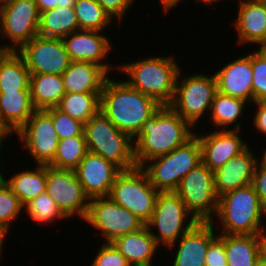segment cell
I'll return each instance as SVG.
<instances>
[{
	"label": "cell",
	"mask_w": 266,
	"mask_h": 266,
	"mask_svg": "<svg viewBox=\"0 0 266 266\" xmlns=\"http://www.w3.org/2000/svg\"><path fill=\"white\" fill-rule=\"evenodd\" d=\"M191 128L169 105H161L133 138L137 166L183 145L195 134Z\"/></svg>",
	"instance_id": "obj_1"
},
{
	"label": "cell",
	"mask_w": 266,
	"mask_h": 266,
	"mask_svg": "<svg viewBox=\"0 0 266 266\" xmlns=\"http://www.w3.org/2000/svg\"><path fill=\"white\" fill-rule=\"evenodd\" d=\"M160 104L152 97L111 77L100 95V111L120 130L134 138Z\"/></svg>",
	"instance_id": "obj_2"
},
{
	"label": "cell",
	"mask_w": 266,
	"mask_h": 266,
	"mask_svg": "<svg viewBox=\"0 0 266 266\" xmlns=\"http://www.w3.org/2000/svg\"><path fill=\"white\" fill-rule=\"evenodd\" d=\"M173 56L147 57L136 62L121 63L116 67L125 73V82L141 93L154 98L160 105H169L175 94L181 70Z\"/></svg>",
	"instance_id": "obj_3"
},
{
	"label": "cell",
	"mask_w": 266,
	"mask_h": 266,
	"mask_svg": "<svg viewBox=\"0 0 266 266\" xmlns=\"http://www.w3.org/2000/svg\"><path fill=\"white\" fill-rule=\"evenodd\" d=\"M215 216L222 226L219 234L261 235L266 230V212L252 184L218 197Z\"/></svg>",
	"instance_id": "obj_4"
},
{
	"label": "cell",
	"mask_w": 266,
	"mask_h": 266,
	"mask_svg": "<svg viewBox=\"0 0 266 266\" xmlns=\"http://www.w3.org/2000/svg\"><path fill=\"white\" fill-rule=\"evenodd\" d=\"M88 152L100 155L121 170L137 166L133 138L120 131L101 111L84 124Z\"/></svg>",
	"instance_id": "obj_5"
},
{
	"label": "cell",
	"mask_w": 266,
	"mask_h": 266,
	"mask_svg": "<svg viewBox=\"0 0 266 266\" xmlns=\"http://www.w3.org/2000/svg\"><path fill=\"white\" fill-rule=\"evenodd\" d=\"M201 162V145L194 134L183 145L168 154L150 159L142 168L156 190L175 192L183 177Z\"/></svg>",
	"instance_id": "obj_6"
},
{
	"label": "cell",
	"mask_w": 266,
	"mask_h": 266,
	"mask_svg": "<svg viewBox=\"0 0 266 266\" xmlns=\"http://www.w3.org/2000/svg\"><path fill=\"white\" fill-rule=\"evenodd\" d=\"M197 222L199 221L187 210L175 192H159L153 214L145 225L159 247L162 244L171 250L173 247L176 249L177 239L179 240ZM157 229L156 232L159 233L154 231Z\"/></svg>",
	"instance_id": "obj_7"
},
{
	"label": "cell",
	"mask_w": 266,
	"mask_h": 266,
	"mask_svg": "<svg viewBox=\"0 0 266 266\" xmlns=\"http://www.w3.org/2000/svg\"><path fill=\"white\" fill-rule=\"evenodd\" d=\"M158 193L145 170L136 166L117 175L108 197L146 224L153 214Z\"/></svg>",
	"instance_id": "obj_8"
},
{
	"label": "cell",
	"mask_w": 266,
	"mask_h": 266,
	"mask_svg": "<svg viewBox=\"0 0 266 266\" xmlns=\"http://www.w3.org/2000/svg\"><path fill=\"white\" fill-rule=\"evenodd\" d=\"M216 92L217 84L214 74L207 76L199 73L182 77L180 70L174 98L169 106L194 129L198 120H202V116H207L205 113L210 112Z\"/></svg>",
	"instance_id": "obj_9"
},
{
	"label": "cell",
	"mask_w": 266,
	"mask_h": 266,
	"mask_svg": "<svg viewBox=\"0 0 266 266\" xmlns=\"http://www.w3.org/2000/svg\"><path fill=\"white\" fill-rule=\"evenodd\" d=\"M175 193L197 221H214L218 206V196L214 188V172L203 162L183 177Z\"/></svg>",
	"instance_id": "obj_10"
},
{
	"label": "cell",
	"mask_w": 266,
	"mask_h": 266,
	"mask_svg": "<svg viewBox=\"0 0 266 266\" xmlns=\"http://www.w3.org/2000/svg\"><path fill=\"white\" fill-rule=\"evenodd\" d=\"M40 12L35 0L0 1V35L11 41L10 51H18L38 35Z\"/></svg>",
	"instance_id": "obj_11"
},
{
	"label": "cell",
	"mask_w": 266,
	"mask_h": 266,
	"mask_svg": "<svg viewBox=\"0 0 266 266\" xmlns=\"http://www.w3.org/2000/svg\"><path fill=\"white\" fill-rule=\"evenodd\" d=\"M100 230L103 243L134 232L145 224L132 212L113 202L109 197L91 198L84 222Z\"/></svg>",
	"instance_id": "obj_12"
},
{
	"label": "cell",
	"mask_w": 266,
	"mask_h": 266,
	"mask_svg": "<svg viewBox=\"0 0 266 266\" xmlns=\"http://www.w3.org/2000/svg\"><path fill=\"white\" fill-rule=\"evenodd\" d=\"M46 192L66 218L75 215L85 220L90 199L85 194L75 170L46 165Z\"/></svg>",
	"instance_id": "obj_13"
},
{
	"label": "cell",
	"mask_w": 266,
	"mask_h": 266,
	"mask_svg": "<svg viewBox=\"0 0 266 266\" xmlns=\"http://www.w3.org/2000/svg\"><path fill=\"white\" fill-rule=\"evenodd\" d=\"M15 134L34 164L49 165L53 161L59 138L52 118L44 110H36Z\"/></svg>",
	"instance_id": "obj_14"
},
{
	"label": "cell",
	"mask_w": 266,
	"mask_h": 266,
	"mask_svg": "<svg viewBox=\"0 0 266 266\" xmlns=\"http://www.w3.org/2000/svg\"><path fill=\"white\" fill-rule=\"evenodd\" d=\"M17 52L23 57L30 73L62 75L71 62L60 38L37 35Z\"/></svg>",
	"instance_id": "obj_15"
},
{
	"label": "cell",
	"mask_w": 266,
	"mask_h": 266,
	"mask_svg": "<svg viewBox=\"0 0 266 266\" xmlns=\"http://www.w3.org/2000/svg\"><path fill=\"white\" fill-rule=\"evenodd\" d=\"M214 131V132H213ZM204 134H195L201 145L202 162L213 172L229 159L239 155L248 145L239 135V130L219 129Z\"/></svg>",
	"instance_id": "obj_16"
},
{
	"label": "cell",
	"mask_w": 266,
	"mask_h": 266,
	"mask_svg": "<svg viewBox=\"0 0 266 266\" xmlns=\"http://www.w3.org/2000/svg\"><path fill=\"white\" fill-rule=\"evenodd\" d=\"M74 170L89 199L108 197L117 175L122 171L114 163L91 152Z\"/></svg>",
	"instance_id": "obj_17"
},
{
	"label": "cell",
	"mask_w": 266,
	"mask_h": 266,
	"mask_svg": "<svg viewBox=\"0 0 266 266\" xmlns=\"http://www.w3.org/2000/svg\"><path fill=\"white\" fill-rule=\"evenodd\" d=\"M107 37L101 31L79 29L62 40L71 61L96 63L109 73L111 69L115 68H113L114 65L111 66L107 61V55L113 47Z\"/></svg>",
	"instance_id": "obj_18"
},
{
	"label": "cell",
	"mask_w": 266,
	"mask_h": 266,
	"mask_svg": "<svg viewBox=\"0 0 266 266\" xmlns=\"http://www.w3.org/2000/svg\"><path fill=\"white\" fill-rule=\"evenodd\" d=\"M213 222H197L175 243L172 266H205L209 243L218 235ZM215 226V228H214ZM217 234V235H216Z\"/></svg>",
	"instance_id": "obj_19"
},
{
	"label": "cell",
	"mask_w": 266,
	"mask_h": 266,
	"mask_svg": "<svg viewBox=\"0 0 266 266\" xmlns=\"http://www.w3.org/2000/svg\"><path fill=\"white\" fill-rule=\"evenodd\" d=\"M251 53L229 62L214 72L217 91L253 103Z\"/></svg>",
	"instance_id": "obj_20"
},
{
	"label": "cell",
	"mask_w": 266,
	"mask_h": 266,
	"mask_svg": "<svg viewBox=\"0 0 266 266\" xmlns=\"http://www.w3.org/2000/svg\"><path fill=\"white\" fill-rule=\"evenodd\" d=\"M250 148L248 146L214 172V188L218 197L252 184L257 156Z\"/></svg>",
	"instance_id": "obj_21"
},
{
	"label": "cell",
	"mask_w": 266,
	"mask_h": 266,
	"mask_svg": "<svg viewBox=\"0 0 266 266\" xmlns=\"http://www.w3.org/2000/svg\"><path fill=\"white\" fill-rule=\"evenodd\" d=\"M238 16L234 21L238 44H255L266 41V3L263 0H240Z\"/></svg>",
	"instance_id": "obj_22"
},
{
	"label": "cell",
	"mask_w": 266,
	"mask_h": 266,
	"mask_svg": "<svg viewBox=\"0 0 266 266\" xmlns=\"http://www.w3.org/2000/svg\"><path fill=\"white\" fill-rule=\"evenodd\" d=\"M109 74L101 65L71 61L62 73L66 93H101Z\"/></svg>",
	"instance_id": "obj_23"
},
{
	"label": "cell",
	"mask_w": 266,
	"mask_h": 266,
	"mask_svg": "<svg viewBox=\"0 0 266 266\" xmlns=\"http://www.w3.org/2000/svg\"><path fill=\"white\" fill-rule=\"evenodd\" d=\"M112 244L126 258L130 266H153L152 258L159 247L146 225L116 238Z\"/></svg>",
	"instance_id": "obj_24"
},
{
	"label": "cell",
	"mask_w": 266,
	"mask_h": 266,
	"mask_svg": "<svg viewBox=\"0 0 266 266\" xmlns=\"http://www.w3.org/2000/svg\"><path fill=\"white\" fill-rule=\"evenodd\" d=\"M36 111L30 90L0 92V116L15 134Z\"/></svg>",
	"instance_id": "obj_25"
},
{
	"label": "cell",
	"mask_w": 266,
	"mask_h": 266,
	"mask_svg": "<svg viewBox=\"0 0 266 266\" xmlns=\"http://www.w3.org/2000/svg\"><path fill=\"white\" fill-rule=\"evenodd\" d=\"M30 94L36 110L58 106L65 89L62 75L30 73Z\"/></svg>",
	"instance_id": "obj_26"
},
{
	"label": "cell",
	"mask_w": 266,
	"mask_h": 266,
	"mask_svg": "<svg viewBox=\"0 0 266 266\" xmlns=\"http://www.w3.org/2000/svg\"><path fill=\"white\" fill-rule=\"evenodd\" d=\"M261 235H224L228 266H255L261 258Z\"/></svg>",
	"instance_id": "obj_27"
},
{
	"label": "cell",
	"mask_w": 266,
	"mask_h": 266,
	"mask_svg": "<svg viewBox=\"0 0 266 266\" xmlns=\"http://www.w3.org/2000/svg\"><path fill=\"white\" fill-rule=\"evenodd\" d=\"M79 30L74 8L55 7L40 13L38 35L63 39Z\"/></svg>",
	"instance_id": "obj_28"
},
{
	"label": "cell",
	"mask_w": 266,
	"mask_h": 266,
	"mask_svg": "<svg viewBox=\"0 0 266 266\" xmlns=\"http://www.w3.org/2000/svg\"><path fill=\"white\" fill-rule=\"evenodd\" d=\"M37 166V167H36ZM35 170H21L4 180L24 206L46 192V165H36Z\"/></svg>",
	"instance_id": "obj_29"
},
{
	"label": "cell",
	"mask_w": 266,
	"mask_h": 266,
	"mask_svg": "<svg viewBox=\"0 0 266 266\" xmlns=\"http://www.w3.org/2000/svg\"><path fill=\"white\" fill-rule=\"evenodd\" d=\"M30 71L17 51H9L0 61V92L30 90Z\"/></svg>",
	"instance_id": "obj_30"
},
{
	"label": "cell",
	"mask_w": 266,
	"mask_h": 266,
	"mask_svg": "<svg viewBox=\"0 0 266 266\" xmlns=\"http://www.w3.org/2000/svg\"><path fill=\"white\" fill-rule=\"evenodd\" d=\"M246 104H248L247 101L217 91L209 112L211 113L213 126L219 127L218 129H229L228 126L234 124L230 129L240 130L241 123H238L237 120L243 116L242 113Z\"/></svg>",
	"instance_id": "obj_31"
},
{
	"label": "cell",
	"mask_w": 266,
	"mask_h": 266,
	"mask_svg": "<svg viewBox=\"0 0 266 266\" xmlns=\"http://www.w3.org/2000/svg\"><path fill=\"white\" fill-rule=\"evenodd\" d=\"M100 95L101 93H65L56 108L85 124L100 111Z\"/></svg>",
	"instance_id": "obj_32"
},
{
	"label": "cell",
	"mask_w": 266,
	"mask_h": 266,
	"mask_svg": "<svg viewBox=\"0 0 266 266\" xmlns=\"http://www.w3.org/2000/svg\"><path fill=\"white\" fill-rule=\"evenodd\" d=\"M88 153L85 135L60 139L53 161L49 166L57 169H75Z\"/></svg>",
	"instance_id": "obj_33"
},
{
	"label": "cell",
	"mask_w": 266,
	"mask_h": 266,
	"mask_svg": "<svg viewBox=\"0 0 266 266\" xmlns=\"http://www.w3.org/2000/svg\"><path fill=\"white\" fill-rule=\"evenodd\" d=\"M80 30L105 31L113 19L96 0H77L74 5ZM108 26V27H107Z\"/></svg>",
	"instance_id": "obj_34"
},
{
	"label": "cell",
	"mask_w": 266,
	"mask_h": 266,
	"mask_svg": "<svg viewBox=\"0 0 266 266\" xmlns=\"http://www.w3.org/2000/svg\"><path fill=\"white\" fill-rule=\"evenodd\" d=\"M24 210L27 212L26 214L30 216V219L34 221L33 223L37 222L38 224L48 225L58 218V220L67 219L47 192L27 202L24 205Z\"/></svg>",
	"instance_id": "obj_35"
},
{
	"label": "cell",
	"mask_w": 266,
	"mask_h": 266,
	"mask_svg": "<svg viewBox=\"0 0 266 266\" xmlns=\"http://www.w3.org/2000/svg\"><path fill=\"white\" fill-rule=\"evenodd\" d=\"M23 208L19 198L6 182L0 183V225L9 231L12 221L22 214Z\"/></svg>",
	"instance_id": "obj_36"
},
{
	"label": "cell",
	"mask_w": 266,
	"mask_h": 266,
	"mask_svg": "<svg viewBox=\"0 0 266 266\" xmlns=\"http://www.w3.org/2000/svg\"><path fill=\"white\" fill-rule=\"evenodd\" d=\"M44 111L52 118L59 140L72 136L84 135V123L73 119L56 107Z\"/></svg>",
	"instance_id": "obj_37"
},
{
	"label": "cell",
	"mask_w": 266,
	"mask_h": 266,
	"mask_svg": "<svg viewBox=\"0 0 266 266\" xmlns=\"http://www.w3.org/2000/svg\"><path fill=\"white\" fill-rule=\"evenodd\" d=\"M253 70V102L266 101V60L256 51L251 52Z\"/></svg>",
	"instance_id": "obj_38"
},
{
	"label": "cell",
	"mask_w": 266,
	"mask_h": 266,
	"mask_svg": "<svg viewBox=\"0 0 266 266\" xmlns=\"http://www.w3.org/2000/svg\"><path fill=\"white\" fill-rule=\"evenodd\" d=\"M90 266H130L126 258L112 243H103L97 251Z\"/></svg>",
	"instance_id": "obj_39"
},
{
	"label": "cell",
	"mask_w": 266,
	"mask_h": 266,
	"mask_svg": "<svg viewBox=\"0 0 266 266\" xmlns=\"http://www.w3.org/2000/svg\"><path fill=\"white\" fill-rule=\"evenodd\" d=\"M205 266H228L224 247V234H219L209 243Z\"/></svg>",
	"instance_id": "obj_40"
},
{
	"label": "cell",
	"mask_w": 266,
	"mask_h": 266,
	"mask_svg": "<svg viewBox=\"0 0 266 266\" xmlns=\"http://www.w3.org/2000/svg\"><path fill=\"white\" fill-rule=\"evenodd\" d=\"M100 6L110 15V17L114 20V18L119 20V24L122 19L125 18L126 11L131 8L134 0H96Z\"/></svg>",
	"instance_id": "obj_41"
},
{
	"label": "cell",
	"mask_w": 266,
	"mask_h": 266,
	"mask_svg": "<svg viewBox=\"0 0 266 266\" xmlns=\"http://www.w3.org/2000/svg\"><path fill=\"white\" fill-rule=\"evenodd\" d=\"M252 185L258 194L263 210L266 212V169L256 165Z\"/></svg>",
	"instance_id": "obj_42"
},
{
	"label": "cell",
	"mask_w": 266,
	"mask_h": 266,
	"mask_svg": "<svg viewBox=\"0 0 266 266\" xmlns=\"http://www.w3.org/2000/svg\"><path fill=\"white\" fill-rule=\"evenodd\" d=\"M256 108V114L253 117V123L258 132L266 134V101L253 102Z\"/></svg>",
	"instance_id": "obj_43"
},
{
	"label": "cell",
	"mask_w": 266,
	"mask_h": 266,
	"mask_svg": "<svg viewBox=\"0 0 266 266\" xmlns=\"http://www.w3.org/2000/svg\"><path fill=\"white\" fill-rule=\"evenodd\" d=\"M35 2L40 13L58 7V0H35Z\"/></svg>",
	"instance_id": "obj_44"
},
{
	"label": "cell",
	"mask_w": 266,
	"mask_h": 266,
	"mask_svg": "<svg viewBox=\"0 0 266 266\" xmlns=\"http://www.w3.org/2000/svg\"><path fill=\"white\" fill-rule=\"evenodd\" d=\"M12 134L14 135V133L9 129V127L2 121L0 116V146H4L3 142L6 141V139L10 138Z\"/></svg>",
	"instance_id": "obj_45"
},
{
	"label": "cell",
	"mask_w": 266,
	"mask_h": 266,
	"mask_svg": "<svg viewBox=\"0 0 266 266\" xmlns=\"http://www.w3.org/2000/svg\"><path fill=\"white\" fill-rule=\"evenodd\" d=\"M180 1L182 0H160V4L162 5L163 11L167 13L170 9H174L178 3H181ZM182 2H184V0Z\"/></svg>",
	"instance_id": "obj_46"
},
{
	"label": "cell",
	"mask_w": 266,
	"mask_h": 266,
	"mask_svg": "<svg viewBox=\"0 0 266 266\" xmlns=\"http://www.w3.org/2000/svg\"><path fill=\"white\" fill-rule=\"evenodd\" d=\"M260 253L261 258L266 261V230L261 234Z\"/></svg>",
	"instance_id": "obj_47"
},
{
	"label": "cell",
	"mask_w": 266,
	"mask_h": 266,
	"mask_svg": "<svg viewBox=\"0 0 266 266\" xmlns=\"http://www.w3.org/2000/svg\"><path fill=\"white\" fill-rule=\"evenodd\" d=\"M6 235H8V231L0 225V258L2 255V251H3L2 247L4 245Z\"/></svg>",
	"instance_id": "obj_48"
},
{
	"label": "cell",
	"mask_w": 266,
	"mask_h": 266,
	"mask_svg": "<svg viewBox=\"0 0 266 266\" xmlns=\"http://www.w3.org/2000/svg\"><path fill=\"white\" fill-rule=\"evenodd\" d=\"M76 1L77 0H58V7L74 8Z\"/></svg>",
	"instance_id": "obj_49"
},
{
	"label": "cell",
	"mask_w": 266,
	"mask_h": 266,
	"mask_svg": "<svg viewBox=\"0 0 266 266\" xmlns=\"http://www.w3.org/2000/svg\"><path fill=\"white\" fill-rule=\"evenodd\" d=\"M1 36V35H0ZM1 38L0 37V61L8 54V52L10 51L8 49V44L5 43L4 45L1 43Z\"/></svg>",
	"instance_id": "obj_50"
},
{
	"label": "cell",
	"mask_w": 266,
	"mask_h": 266,
	"mask_svg": "<svg viewBox=\"0 0 266 266\" xmlns=\"http://www.w3.org/2000/svg\"><path fill=\"white\" fill-rule=\"evenodd\" d=\"M263 154L261 157H259L261 160H256L257 166L266 169V149H263Z\"/></svg>",
	"instance_id": "obj_51"
},
{
	"label": "cell",
	"mask_w": 266,
	"mask_h": 266,
	"mask_svg": "<svg viewBox=\"0 0 266 266\" xmlns=\"http://www.w3.org/2000/svg\"><path fill=\"white\" fill-rule=\"evenodd\" d=\"M259 45V49L256 50L265 60H266V41L262 42Z\"/></svg>",
	"instance_id": "obj_52"
},
{
	"label": "cell",
	"mask_w": 266,
	"mask_h": 266,
	"mask_svg": "<svg viewBox=\"0 0 266 266\" xmlns=\"http://www.w3.org/2000/svg\"><path fill=\"white\" fill-rule=\"evenodd\" d=\"M199 3H203L205 5L212 6V4L214 5L217 2H220L221 0H196Z\"/></svg>",
	"instance_id": "obj_53"
},
{
	"label": "cell",
	"mask_w": 266,
	"mask_h": 266,
	"mask_svg": "<svg viewBox=\"0 0 266 266\" xmlns=\"http://www.w3.org/2000/svg\"><path fill=\"white\" fill-rule=\"evenodd\" d=\"M255 266H266V261L260 258L258 262L255 264Z\"/></svg>",
	"instance_id": "obj_54"
},
{
	"label": "cell",
	"mask_w": 266,
	"mask_h": 266,
	"mask_svg": "<svg viewBox=\"0 0 266 266\" xmlns=\"http://www.w3.org/2000/svg\"><path fill=\"white\" fill-rule=\"evenodd\" d=\"M2 147L3 146H0V154H1V149H2ZM1 156V155H0ZM0 163H1V161H0ZM2 171H1V169H0V183H3L4 182V180L6 179L4 176H3V174L1 173Z\"/></svg>",
	"instance_id": "obj_55"
}]
</instances>
